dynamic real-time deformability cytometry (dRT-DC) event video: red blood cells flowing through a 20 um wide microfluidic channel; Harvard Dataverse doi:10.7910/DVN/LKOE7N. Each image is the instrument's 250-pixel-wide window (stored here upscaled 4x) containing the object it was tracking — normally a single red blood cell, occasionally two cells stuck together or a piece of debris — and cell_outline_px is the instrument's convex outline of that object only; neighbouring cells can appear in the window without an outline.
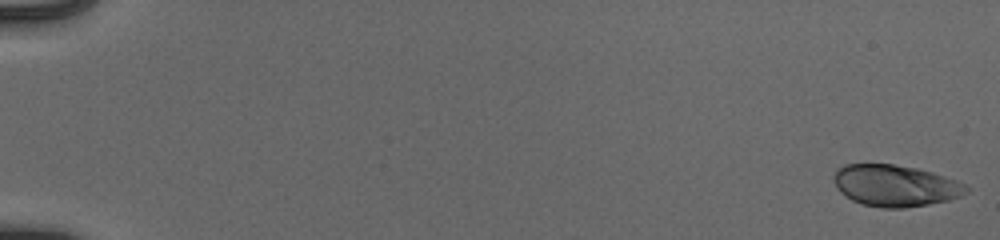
{"species": "human", "species_latin": "Homo sapiens", "temperature_condition": "cold", "stored_images_in_passage": 54, "camera_frame_rate_fps": 3000, "um_per_image_px": 0.085, "donor": {"sex": "male"}, "frame": {"image": 1, "passage_image": 1, "time_ms": 0.0, "image_size_px": [1000, 240], "cell_outline_px": [[968, 192], [960, 196], [948, 200], [928, 204], [904, 208], [880, 208], [860, 204], [852, 200], [840, 192], [836, 188], [832, 180], [832, 176], [844, 164], [892, 164], [916, 168], [932, 172], [956, 180], [964, 184], [968, 188]], "centroid_in_image_um": [76.06, 15.78], "position_along_channel_um": 8.9, "area_um2": 32.14}}
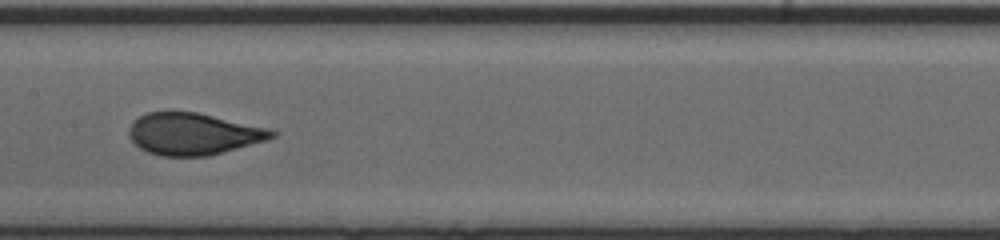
{"frame": {"image": 2, "passage_image": 30, "time_ms": 9.667, "image_size_px": [1000, 240], "cell_outline_px": [[276, 136], [268, 140], [208, 156], [160, 156], [148, 152], [140, 148], [128, 136], [128, 128], [140, 116], [148, 112], [196, 112], [268, 128], [276, 132]], "centroid_in_image_um": [16.43, 11.39], "position_along_channel_um": 191.0, "area_um2": 34.62}}
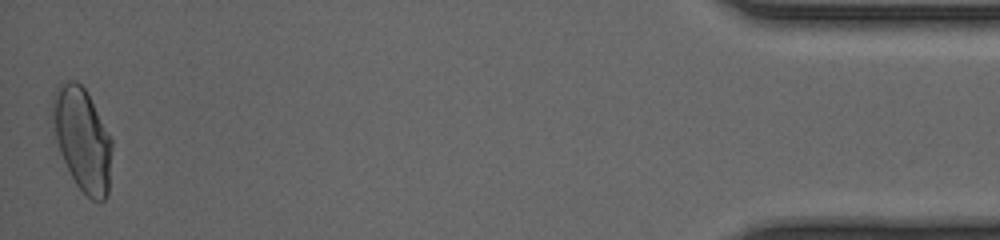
{"frame": {"image": 3, "passage_image": 54, "time_ms": 17.667, "image_size_px": [1000, 240], "cell_outline_px": [[112, 148], [108, 192], [104, 200], [92, 200], [76, 184], [60, 152], [52, 120], [52, 96], [56, 88], [60, 84], [68, 80], [76, 80], [84, 88], [112, 140]], "centroid_in_image_um": [6.99, 11.82], "position_along_channel_um": 428.2, "area_um2": 34.97}, "authors_computed_cell_mechanics": {"area_um2": 34.2754, "velocity_mm_per_s": 3.9371, "shape_relaxation_time_tau1_ms": 3.9326, "shape_relaxation_time_tau2_ms": null, "deformation_change_tau1": 0.1727, "deformation_change_tau2": null}}